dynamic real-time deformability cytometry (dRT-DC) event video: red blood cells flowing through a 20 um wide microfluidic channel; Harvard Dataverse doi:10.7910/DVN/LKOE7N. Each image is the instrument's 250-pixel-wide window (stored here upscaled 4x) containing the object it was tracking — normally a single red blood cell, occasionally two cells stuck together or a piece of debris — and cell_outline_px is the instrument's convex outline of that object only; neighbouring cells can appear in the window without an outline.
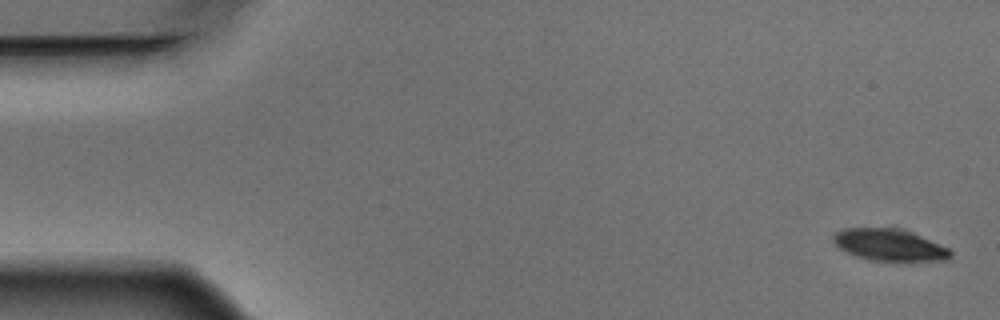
{"species": "Egyptian fruit bat (a non-hibernating species)", "species_latin": "Rousettus aegyptiacus", "temperature_condition": "warm", "stored_images_in_passage": 4, "camera_frame_rate_fps": 3000, "um_per_image_px": 0.085, "animal": {"sex": "male"}, "frame": {"image": 1, "passage_image": 1, "time_ms": 0.0, "image_size_px": [1000, 320], "cell_outline_px": [[952, 256], [944, 260], [912, 264], [896, 264], [868, 260], [856, 256], [840, 248], [832, 240], [832, 236], [836, 232], [844, 228], [896, 228], [920, 236], [948, 248], [952, 252]], "centroid_in_image_um": [75.64, 20.9], "position_along_channel_um": 9.4, "area_um2": 22.48}}
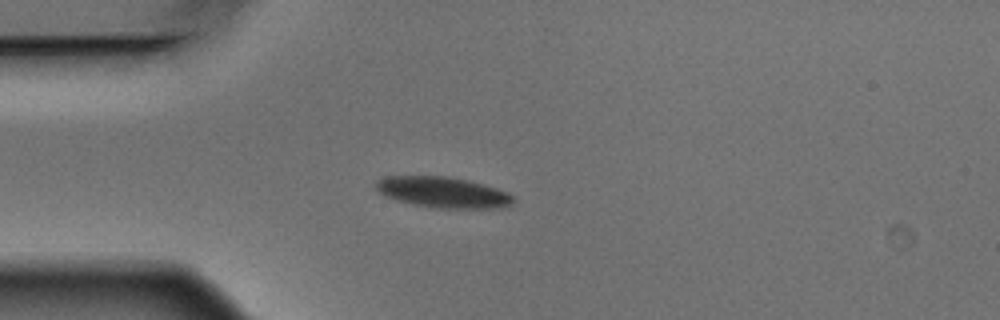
{"frame": {"image": 2, "passage_image": 4, "time_ms": 1.0, "image_size_px": [1000, 320], "cell_outline_px": [[516, 200], [512, 204], [504, 208], [432, 208], [412, 204], [396, 200], [384, 196], [376, 192], [376, 180], [384, 176], [448, 176], [496, 188], [508, 192]], "centroid_in_image_um": [37.61, 16.36], "position_along_channel_um": 47.4, "area_um2": 24.85}}